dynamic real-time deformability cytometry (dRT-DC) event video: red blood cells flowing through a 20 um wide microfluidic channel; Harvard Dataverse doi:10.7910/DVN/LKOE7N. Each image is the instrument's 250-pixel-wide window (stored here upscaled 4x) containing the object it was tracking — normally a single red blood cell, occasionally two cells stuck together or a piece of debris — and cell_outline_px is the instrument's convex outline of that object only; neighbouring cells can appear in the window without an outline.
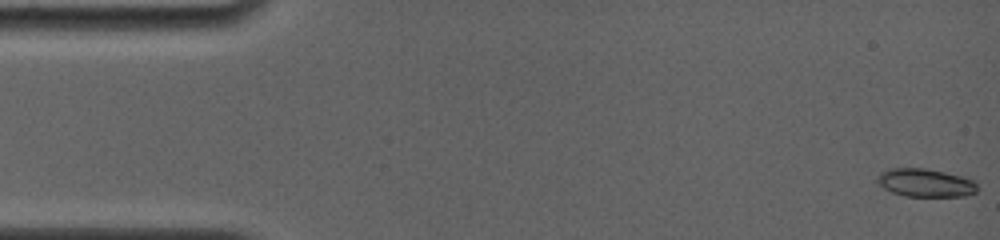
{"species": "common noctule bat (a hibernating species)", "species_latin": "Nyctalus noctula", "temperature_condition": "room temperature", "stored_images_in_passage": 65, "camera_frame_rate_fps": 4000, "um_per_image_px": 0.085, "animal": {"sex": "female", "body_mass_g": 19.0, "forearm_length_mm": 56.7}, "frame": {"image": 1, "passage_image": 1, "time_ms": 0.0, "image_size_px": [1000, 240], "cell_outline_px": [[976, 192], [964, 196], [908, 196], [892, 192], [884, 188], [876, 180], [876, 176], [880, 172], [888, 168], [924, 168], [972, 176], [976, 184]], "centroid_in_image_um": [78.71, 15.51], "position_along_channel_um": 6.3, "area_um2": 16.76}}
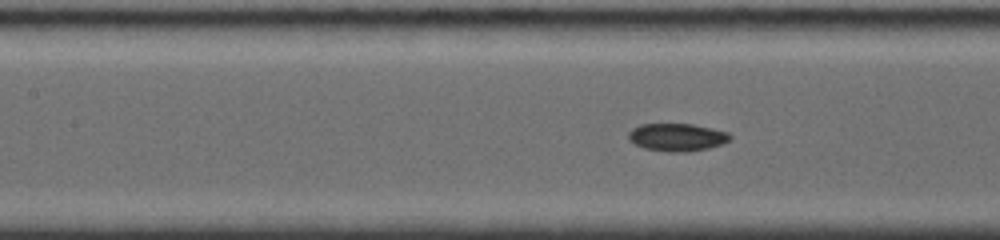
{"frame": {"image": 2, "passage_image": 29, "time_ms": 7.0, "image_size_px": [1000, 240], "cell_outline_px": [[732, 136], [724, 144], [708, 148], [680, 152], [672, 152], [644, 148], [628, 140], [628, 132], [632, 128], [640, 124], [692, 124], [712, 128], [728, 132]], "centroid_in_image_um": [57.54, 11.65], "position_along_channel_um": 149.9, "area_um2": 16.36}}
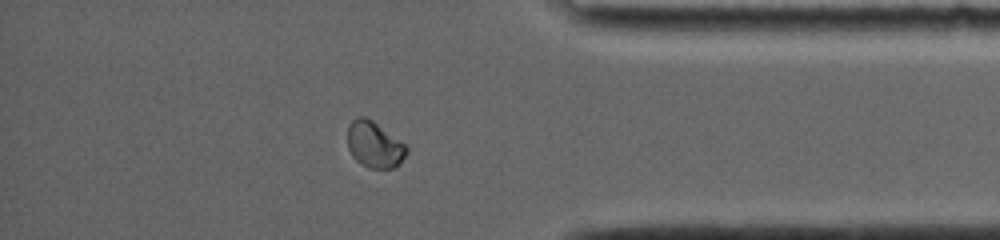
{"frame": {"image": 3, "passage_image": 56, "time_ms": 13.75, "image_size_px": [1000, 240], "cell_outline_px": [[408, 152], [396, 168], [368, 168], [360, 164], [352, 156], [348, 148], [348, 128], [352, 120], [356, 116], [364, 116], [372, 120], [400, 140], [408, 148]], "centroid_in_image_um": [31.82, 12.3], "position_along_channel_um": 403.4, "area_um2": 15.95}, "authors_computed_cell_mechanics": {"area_um2": 16.2418, "velocity_mm_per_s": 3.8791, "shape_relaxation_time_tau1_ms": 4.5951, "shape_relaxation_time_tau2_ms": 4.2047, "deformation_change_tau1": 0.114, "deformation_change_tau2": 0.04}}